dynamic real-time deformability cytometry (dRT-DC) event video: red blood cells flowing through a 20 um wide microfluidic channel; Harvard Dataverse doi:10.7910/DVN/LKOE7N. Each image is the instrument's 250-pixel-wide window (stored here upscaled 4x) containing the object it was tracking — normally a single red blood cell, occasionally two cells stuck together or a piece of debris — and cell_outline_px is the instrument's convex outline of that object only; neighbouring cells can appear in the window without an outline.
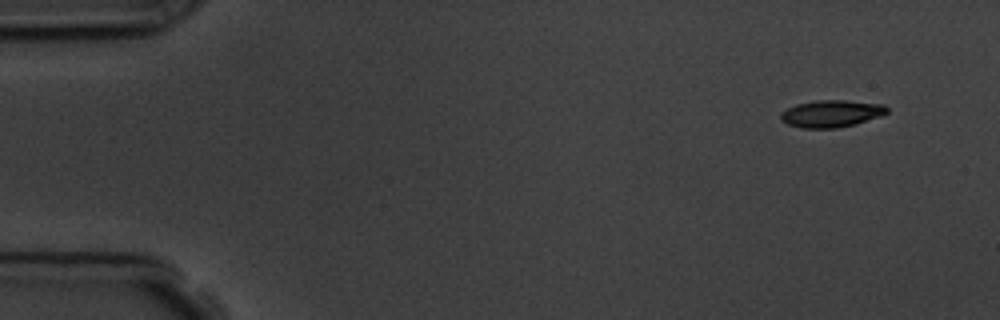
{"species": "common noctule bat (a hibernating species)", "species_latin": "Nyctalus noctula", "temperature_condition": "room temperature", "stored_images_in_passage": 4, "camera_frame_rate_fps": 3000, "um_per_image_px": 0.085, "animal": {"sex": "male", "body_mass_g": 19.5, "forearm_length_mm": 54.6}, "frame": {"image": 1, "passage_image": 1, "time_ms": 0.0, "image_size_px": [1000, 320], "cell_outline_px": [[888, 112], [880, 116], [856, 124], [836, 128], [800, 128], [788, 124], [780, 120], [780, 112], [796, 104], [816, 100], [844, 100], [884, 104], [888, 108]], "centroid_in_image_um": [70.65, 9.66], "position_along_channel_um": 14.3, "area_um2": 16.88}}